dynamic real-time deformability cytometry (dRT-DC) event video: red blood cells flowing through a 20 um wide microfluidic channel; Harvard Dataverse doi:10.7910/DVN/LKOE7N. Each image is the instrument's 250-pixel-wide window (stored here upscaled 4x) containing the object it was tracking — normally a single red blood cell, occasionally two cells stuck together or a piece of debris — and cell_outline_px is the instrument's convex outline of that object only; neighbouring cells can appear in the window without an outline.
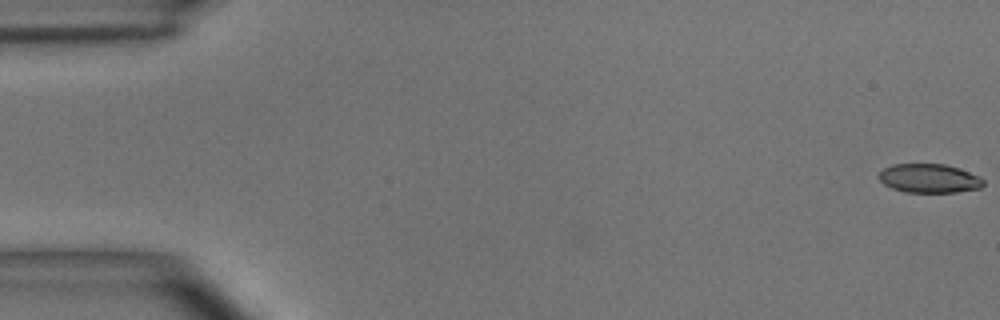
{"species": "common noctule bat (a hibernating species)", "species_latin": "Nyctalus noctula", "temperature_condition": "room temperature", "stored_images_in_passage": 10, "camera_frame_rate_fps": 3000, "um_per_image_px": 0.085, "animal": {"sex": "male", "body_mass_g": 15.6}, "frame": {"image": 1, "passage_image": 1, "time_ms": 0.0, "image_size_px": [1000, 320], "cell_outline_px": [[984, 184], [980, 188], [956, 192], [904, 192], [892, 188], [884, 184], [880, 180], [880, 172], [884, 168], [892, 164], [944, 164], [960, 168], [980, 176], [984, 180]], "centroid_in_image_um": [79.01, 15.16], "position_along_channel_um": 6.0, "area_um2": 17.63}}